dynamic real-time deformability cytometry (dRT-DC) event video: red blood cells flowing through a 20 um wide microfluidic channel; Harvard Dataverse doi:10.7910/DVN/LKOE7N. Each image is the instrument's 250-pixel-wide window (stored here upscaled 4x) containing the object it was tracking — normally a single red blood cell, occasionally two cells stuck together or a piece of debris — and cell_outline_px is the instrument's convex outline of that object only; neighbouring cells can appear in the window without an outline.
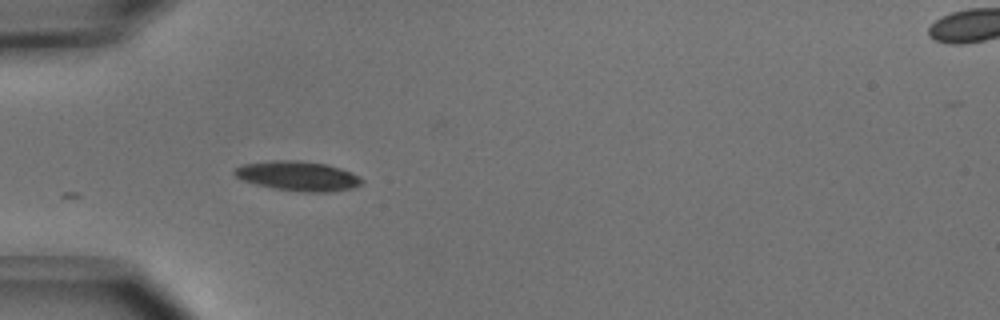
{"species": "common noctule bat (a hibernating species)", "species_latin": "Nyctalus noctula", "temperature_condition": "cold", "stored_images_in_passage": 4, "camera_frame_rate_fps": 3000, "um_per_image_px": 0.085, "animal": {"sex": "male", "body_mass_g": 15.6}, "frame": {"image": 1, "passage_image": 1, "time_ms": 0.0, "image_size_px": [1000, 320], "cell_outline_px": [[364, 180], [356, 188], [328, 192], [300, 192], [276, 188], [256, 184], [244, 180], [236, 176], [232, 172], [236, 168], [244, 164], [272, 160], [300, 160], [328, 164], [352, 172], [360, 176]], "centroid_in_image_um": [25.39, 14.95], "position_along_channel_um": 59.6, "area_um2": 22.08}}
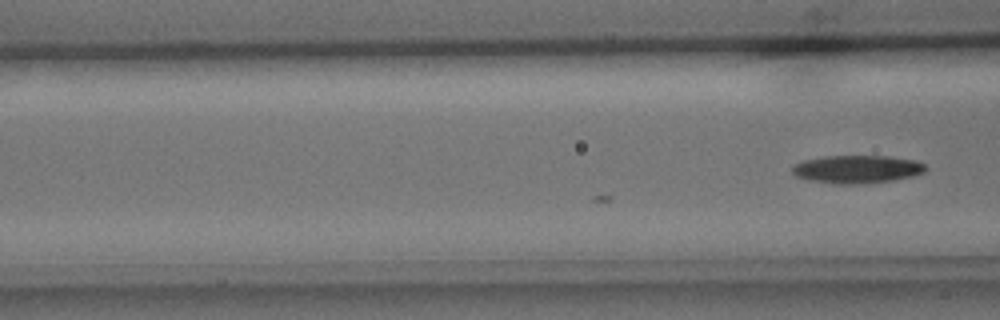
{"frame": {"image": 2, "passage_image": 4, "time_ms": 1.0, "image_size_px": [1000, 320], "cell_outline_px": [[928, 168], [924, 172], [912, 176], [896, 180], [856, 184], [832, 184], [808, 180], [796, 176], [792, 172], [792, 168], [796, 164], [804, 160], [824, 156], [888, 156], [916, 160], [924, 164]], "centroid_in_image_um": [72.86, 14.39], "position_along_channel_um": 93.7, "area_um2": 21.85}}